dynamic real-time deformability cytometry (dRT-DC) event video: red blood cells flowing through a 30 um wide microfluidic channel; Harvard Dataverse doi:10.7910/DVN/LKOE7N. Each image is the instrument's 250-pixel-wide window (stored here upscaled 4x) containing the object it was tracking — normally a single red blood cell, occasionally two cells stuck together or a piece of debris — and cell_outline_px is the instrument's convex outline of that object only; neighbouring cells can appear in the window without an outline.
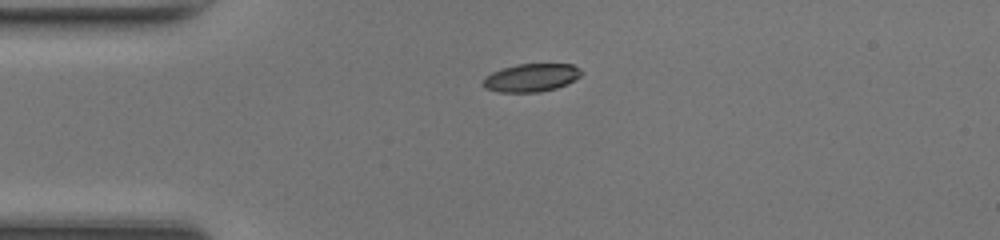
{"species": "common noctule bat (a hibernating species)", "species_latin": "Nyctalus noctula", "temperature_condition": "room temperature", "stored_images_in_passage": 37, "camera_frame_rate_fps": 3000, "um_per_image_px": 0.085, "animal": {"sex": "female", "body_mass_g": 17.0, "forearm_length_mm": 48.0}, "frame": {"image": 1, "passage_image": 1, "time_ms": 0.0, "image_size_px": [1000, 240], "cell_outline_px": [[584, 72], [580, 76], [556, 88], [540, 92], [500, 92], [484, 88], [484, 80], [492, 72], [516, 64], [572, 64], [580, 68]], "centroid_in_image_um": [45.18, 6.6], "position_along_channel_um": 39.8, "area_um2": 15.84}}
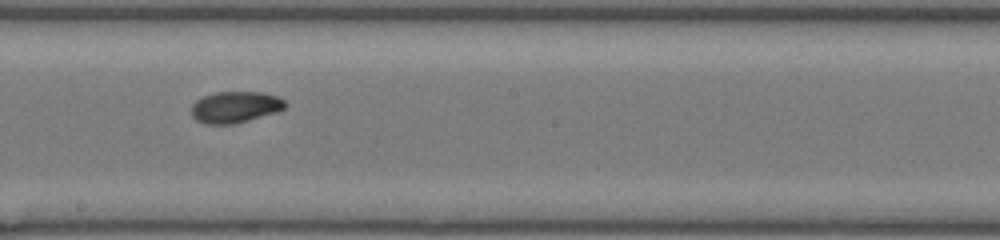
{"frame": {"image": 2, "passage_image": 16, "time_ms": 5.0, "image_size_px": [1000, 240], "cell_outline_px": [[288, 104], [284, 108], [276, 112], [248, 120], [232, 124], [204, 124], [196, 120], [192, 116], [192, 104], [196, 100], [204, 96], [216, 92], [260, 92], [280, 96]], "centroid_in_image_um": [20.0, 9.09], "position_along_channel_um": 228.2, "area_um2": 17.17}}
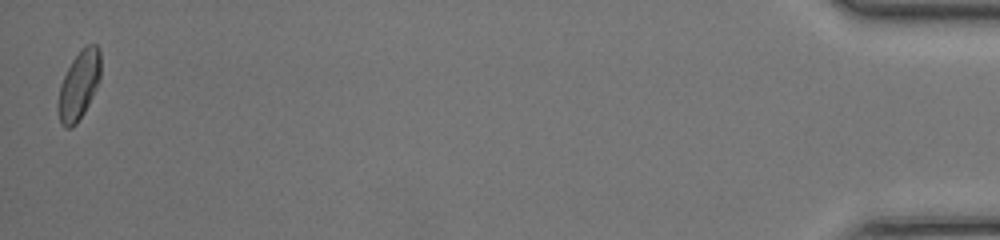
{"frame": {"image": 3, "passage_image": 37, "time_ms": 12.0, "image_size_px": [1000, 240], "cell_outline_px": [[100, 80], [84, 112], [76, 124], [72, 128], [64, 128], [60, 124], [56, 108], [56, 104], [60, 84], [72, 60], [88, 44], [96, 44], [100, 48]], "centroid_in_image_um": [6.68, 7.3], "position_along_channel_um": 428.5, "area_um2": 17.11}, "authors_computed_cell_mechanics": {"area_um2": 16.762, "velocity_mm_per_s": 4.324, "shape_relaxation_time_tau1_ms": 1.9682, "shape_relaxation_time_tau2_ms": 3.1514, "deformation_change_tau1": 0.0861, "deformation_change_tau2": 0.0631}}